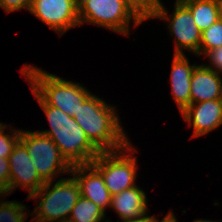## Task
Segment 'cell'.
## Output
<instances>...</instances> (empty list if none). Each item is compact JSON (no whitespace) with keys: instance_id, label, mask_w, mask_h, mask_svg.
Here are the masks:
<instances>
[{"instance_id":"obj_1","label":"cell","mask_w":222,"mask_h":222,"mask_svg":"<svg viewBox=\"0 0 222 222\" xmlns=\"http://www.w3.org/2000/svg\"><path fill=\"white\" fill-rule=\"evenodd\" d=\"M115 109L91 94L74 114L77 124L100 152L116 151L130 143Z\"/></svg>"},{"instance_id":"obj_2","label":"cell","mask_w":222,"mask_h":222,"mask_svg":"<svg viewBox=\"0 0 222 222\" xmlns=\"http://www.w3.org/2000/svg\"><path fill=\"white\" fill-rule=\"evenodd\" d=\"M32 92L51 127L49 130L38 132L51 138L71 166L90 164L100 151L89 141L84 130L73 117L47 105L34 91Z\"/></svg>"},{"instance_id":"obj_3","label":"cell","mask_w":222,"mask_h":222,"mask_svg":"<svg viewBox=\"0 0 222 222\" xmlns=\"http://www.w3.org/2000/svg\"><path fill=\"white\" fill-rule=\"evenodd\" d=\"M20 71L31 90L47 105L60 109L70 117H74L82 103L92 94L79 83L67 81L33 65L25 64Z\"/></svg>"},{"instance_id":"obj_4","label":"cell","mask_w":222,"mask_h":222,"mask_svg":"<svg viewBox=\"0 0 222 222\" xmlns=\"http://www.w3.org/2000/svg\"><path fill=\"white\" fill-rule=\"evenodd\" d=\"M55 182L54 185H52L54 182H46L35 193L27 196L28 199H37V201L39 199V204L33 209L34 216L31 221L63 222L68 220L69 214L81 196L79 183L74 176L58 179Z\"/></svg>"},{"instance_id":"obj_5","label":"cell","mask_w":222,"mask_h":222,"mask_svg":"<svg viewBox=\"0 0 222 222\" xmlns=\"http://www.w3.org/2000/svg\"><path fill=\"white\" fill-rule=\"evenodd\" d=\"M78 17L80 25L94 24L127 36L130 21L135 27L143 22L123 0H78Z\"/></svg>"},{"instance_id":"obj_6","label":"cell","mask_w":222,"mask_h":222,"mask_svg":"<svg viewBox=\"0 0 222 222\" xmlns=\"http://www.w3.org/2000/svg\"><path fill=\"white\" fill-rule=\"evenodd\" d=\"M132 151L135 152L136 150L132 148L130 142L122 149L100 152L90 163L103 177L104 183L111 195L136 185L138 165L136 157H132L134 155Z\"/></svg>"},{"instance_id":"obj_7","label":"cell","mask_w":222,"mask_h":222,"mask_svg":"<svg viewBox=\"0 0 222 222\" xmlns=\"http://www.w3.org/2000/svg\"><path fill=\"white\" fill-rule=\"evenodd\" d=\"M19 141L27 148L39 177L45 183L53 182L54 177H59L61 173H71L72 166L50 137L38 131L21 130Z\"/></svg>"},{"instance_id":"obj_8","label":"cell","mask_w":222,"mask_h":222,"mask_svg":"<svg viewBox=\"0 0 222 222\" xmlns=\"http://www.w3.org/2000/svg\"><path fill=\"white\" fill-rule=\"evenodd\" d=\"M152 18H159L169 22L168 29L170 34L173 37L175 36L174 55H184V49L199 55L201 31L194 22L191 10L181 0H176L172 17L171 15L169 17L168 11L162 5V2L158 0Z\"/></svg>"},{"instance_id":"obj_9","label":"cell","mask_w":222,"mask_h":222,"mask_svg":"<svg viewBox=\"0 0 222 222\" xmlns=\"http://www.w3.org/2000/svg\"><path fill=\"white\" fill-rule=\"evenodd\" d=\"M29 12L60 33L59 36L80 25L78 0H31Z\"/></svg>"},{"instance_id":"obj_10","label":"cell","mask_w":222,"mask_h":222,"mask_svg":"<svg viewBox=\"0 0 222 222\" xmlns=\"http://www.w3.org/2000/svg\"><path fill=\"white\" fill-rule=\"evenodd\" d=\"M31 160L27 148L18 141L9 156L10 176L9 186L6 190L8 194H11L16 187H23L29 192L28 196H30L45 184L39 177Z\"/></svg>"},{"instance_id":"obj_11","label":"cell","mask_w":222,"mask_h":222,"mask_svg":"<svg viewBox=\"0 0 222 222\" xmlns=\"http://www.w3.org/2000/svg\"><path fill=\"white\" fill-rule=\"evenodd\" d=\"M182 117L193 128V137L203 136L222 125V99L190 104Z\"/></svg>"},{"instance_id":"obj_12","label":"cell","mask_w":222,"mask_h":222,"mask_svg":"<svg viewBox=\"0 0 222 222\" xmlns=\"http://www.w3.org/2000/svg\"><path fill=\"white\" fill-rule=\"evenodd\" d=\"M71 173L79 183L82 197L91 200L104 212L110 208L112 195L101 174L91 164L72 166Z\"/></svg>"},{"instance_id":"obj_13","label":"cell","mask_w":222,"mask_h":222,"mask_svg":"<svg viewBox=\"0 0 222 222\" xmlns=\"http://www.w3.org/2000/svg\"><path fill=\"white\" fill-rule=\"evenodd\" d=\"M190 89V104L222 99L221 75L204 64L197 65L192 73Z\"/></svg>"},{"instance_id":"obj_14","label":"cell","mask_w":222,"mask_h":222,"mask_svg":"<svg viewBox=\"0 0 222 222\" xmlns=\"http://www.w3.org/2000/svg\"><path fill=\"white\" fill-rule=\"evenodd\" d=\"M197 64L190 65L184 55H174L171 70V87L174 100L182 113L190 105L191 78Z\"/></svg>"},{"instance_id":"obj_15","label":"cell","mask_w":222,"mask_h":222,"mask_svg":"<svg viewBox=\"0 0 222 222\" xmlns=\"http://www.w3.org/2000/svg\"><path fill=\"white\" fill-rule=\"evenodd\" d=\"M147 198L137 185L111 196V205L121 220H135L147 215Z\"/></svg>"},{"instance_id":"obj_16","label":"cell","mask_w":222,"mask_h":222,"mask_svg":"<svg viewBox=\"0 0 222 222\" xmlns=\"http://www.w3.org/2000/svg\"><path fill=\"white\" fill-rule=\"evenodd\" d=\"M190 10L195 24L203 32L219 17V0H181Z\"/></svg>"},{"instance_id":"obj_17","label":"cell","mask_w":222,"mask_h":222,"mask_svg":"<svg viewBox=\"0 0 222 222\" xmlns=\"http://www.w3.org/2000/svg\"><path fill=\"white\" fill-rule=\"evenodd\" d=\"M106 213L91 200L80 196L73 207L68 220L72 222H102Z\"/></svg>"},{"instance_id":"obj_18","label":"cell","mask_w":222,"mask_h":222,"mask_svg":"<svg viewBox=\"0 0 222 222\" xmlns=\"http://www.w3.org/2000/svg\"><path fill=\"white\" fill-rule=\"evenodd\" d=\"M222 46V20L219 18L209 28L201 32L199 55Z\"/></svg>"},{"instance_id":"obj_19","label":"cell","mask_w":222,"mask_h":222,"mask_svg":"<svg viewBox=\"0 0 222 222\" xmlns=\"http://www.w3.org/2000/svg\"><path fill=\"white\" fill-rule=\"evenodd\" d=\"M26 206L17 201H0V222H25ZM27 215V216H26Z\"/></svg>"},{"instance_id":"obj_20","label":"cell","mask_w":222,"mask_h":222,"mask_svg":"<svg viewBox=\"0 0 222 222\" xmlns=\"http://www.w3.org/2000/svg\"><path fill=\"white\" fill-rule=\"evenodd\" d=\"M5 123H0V158H9L12 153L13 147L20 140L21 130L20 129H12V135L4 133L6 129Z\"/></svg>"},{"instance_id":"obj_21","label":"cell","mask_w":222,"mask_h":222,"mask_svg":"<svg viewBox=\"0 0 222 222\" xmlns=\"http://www.w3.org/2000/svg\"><path fill=\"white\" fill-rule=\"evenodd\" d=\"M133 11L146 21L154 16L158 0H123Z\"/></svg>"},{"instance_id":"obj_22","label":"cell","mask_w":222,"mask_h":222,"mask_svg":"<svg viewBox=\"0 0 222 222\" xmlns=\"http://www.w3.org/2000/svg\"><path fill=\"white\" fill-rule=\"evenodd\" d=\"M31 0H0V7L6 13L26 9L29 11Z\"/></svg>"},{"instance_id":"obj_23","label":"cell","mask_w":222,"mask_h":222,"mask_svg":"<svg viewBox=\"0 0 222 222\" xmlns=\"http://www.w3.org/2000/svg\"><path fill=\"white\" fill-rule=\"evenodd\" d=\"M205 55L209 59L210 65H212L205 66L210 69H213L217 73H222V46L208 51Z\"/></svg>"},{"instance_id":"obj_24","label":"cell","mask_w":222,"mask_h":222,"mask_svg":"<svg viewBox=\"0 0 222 222\" xmlns=\"http://www.w3.org/2000/svg\"><path fill=\"white\" fill-rule=\"evenodd\" d=\"M10 163L9 158H0V184L7 190L9 186Z\"/></svg>"},{"instance_id":"obj_25","label":"cell","mask_w":222,"mask_h":222,"mask_svg":"<svg viewBox=\"0 0 222 222\" xmlns=\"http://www.w3.org/2000/svg\"><path fill=\"white\" fill-rule=\"evenodd\" d=\"M159 219H157L155 216H146L144 218L135 219V220H123L122 222H157ZM108 222V220H106Z\"/></svg>"},{"instance_id":"obj_26","label":"cell","mask_w":222,"mask_h":222,"mask_svg":"<svg viewBox=\"0 0 222 222\" xmlns=\"http://www.w3.org/2000/svg\"><path fill=\"white\" fill-rule=\"evenodd\" d=\"M157 222H177V219L174 216V213L169 211L161 221L158 220Z\"/></svg>"},{"instance_id":"obj_27","label":"cell","mask_w":222,"mask_h":222,"mask_svg":"<svg viewBox=\"0 0 222 222\" xmlns=\"http://www.w3.org/2000/svg\"><path fill=\"white\" fill-rule=\"evenodd\" d=\"M7 195L6 189L0 184V196L6 197Z\"/></svg>"},{"instance_id":"obj_28","label":"cell","mask_w":222,"mask_h":222,"mask_svg":"<svg viewBox=\"0 0 222 222\" xmlns=\"http://www.w3.org/2000/svg\"><path fill=\"white\" fill-rule=\"evenodd\" d=\"M219 17L222 20V0H219Z\"/></svg>"},{"instance_id":"obj_29","label":"cell","mask_w":222,"mask_h":222,"mask_svg":"<svg viewBox=\"0 0 222 222\" xmlns=\"http://www.w3.org/2000/svg\"><path fill=\"white\" fill-rule=\"evenodd\" d=\"M194 222H214V221H210V219L209 220H206V219L205 220L204 219H196V220H194Z\"/></svg>"}]
</instances>
